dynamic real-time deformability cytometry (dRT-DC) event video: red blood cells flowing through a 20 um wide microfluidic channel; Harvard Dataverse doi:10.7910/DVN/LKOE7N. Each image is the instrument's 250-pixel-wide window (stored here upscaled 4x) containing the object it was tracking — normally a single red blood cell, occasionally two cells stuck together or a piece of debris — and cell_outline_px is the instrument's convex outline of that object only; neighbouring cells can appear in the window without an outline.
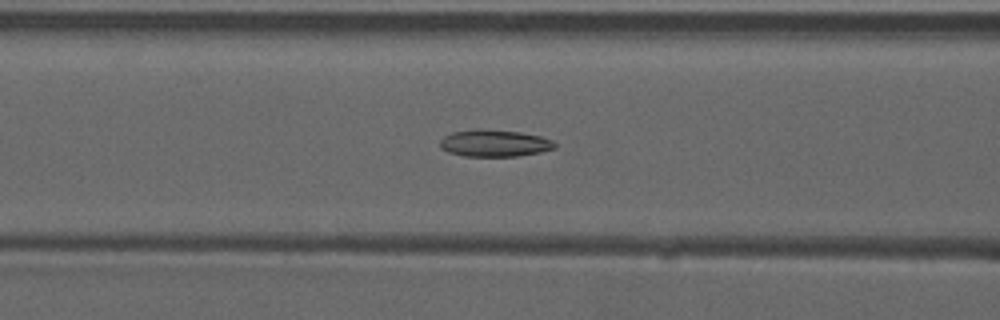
{"species": "common noctule bat (a hibernating species)", "species_latin": "Nyctalus noctula", "temperature_condition": "warm", "stored_images_in_passage": 52, "camera_frame_rate_fps": 3000, "um_per_image_px": 0.085, "animal": {"sex": "male", "forearm_length_mm": 52.5}, "frame": {"image": 1, "passage_image": 21, "time_ms": 6.667, "image_size_px": [1000, 320], "cell_outline_px": [[556, 148], [540, 152], [516, 156], [464, 156], [448, 152], [440, 148], [440, 140], [444, 136], [452, 132], [476, 128], [484, 128], [520, 132], [540, 136], [552, 140], [556, 144]], "centroid_in_image_um": [42.01, 12.16], "position_along_channel_um": 124.6, "area_um2": 18.21}}
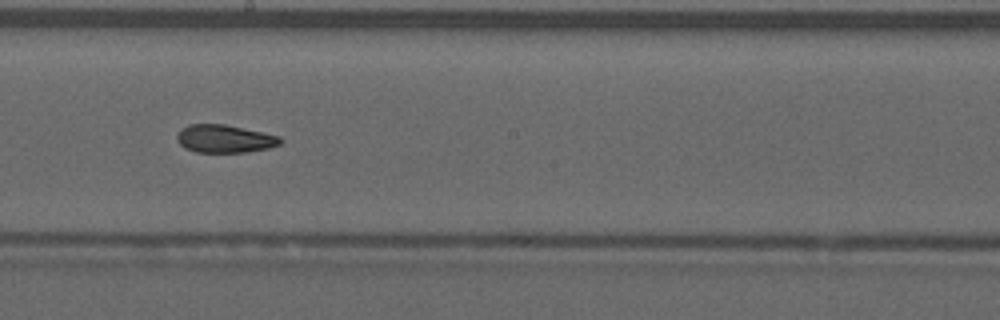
{"frame": {"image": 2, "passage_image": 29, "time_ms": 9.333, "image_size_px": [1000, 320], "cell_outline_px": [[284, 140], [280, 144], [268, 148], [244, 152], [196, 152], [184, 148], [176, 140], [176, 136], [180, 128], [188, 124], [224, 124], [280, 136]], "centroid_in_image_um": [19.06, 11.79], "position_along_channel_um": 229.1, "area_um2": 16.88}}
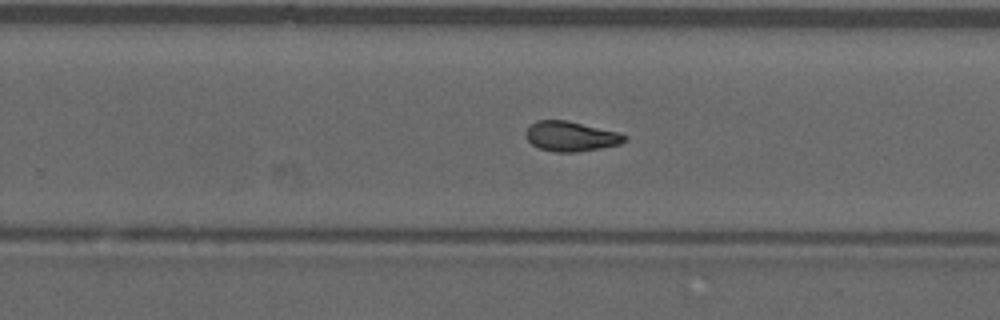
{"frame": {"image": 3, "passage_image": 33, "time_ms": 10.667, "image_size_px": [1000, 320], "cell_outline_px": [[628, 140], [620, 144], [600, 148], [576, 152], [556, 152], [540, 148], [532, 144], [528, 140], [524, 132], [536, 120], [568, 120], [620, 132], [628, 136]], "centroid_in_image_um": [48.57, 11.58], "position_along_channel_um": 281.2, "area_um2": 17.34}, "authors_computed_cell_mechanics": {"area_um2": 17.4556, "velocity_mm_per_s": 3.9258, "shape_relaxation_time_tau1_ms": null, "shape_relaxation_time_tau2_ms": 2.7267, "deformation_change_tau1": null, "deformation_change_tau2": 0.0924}}